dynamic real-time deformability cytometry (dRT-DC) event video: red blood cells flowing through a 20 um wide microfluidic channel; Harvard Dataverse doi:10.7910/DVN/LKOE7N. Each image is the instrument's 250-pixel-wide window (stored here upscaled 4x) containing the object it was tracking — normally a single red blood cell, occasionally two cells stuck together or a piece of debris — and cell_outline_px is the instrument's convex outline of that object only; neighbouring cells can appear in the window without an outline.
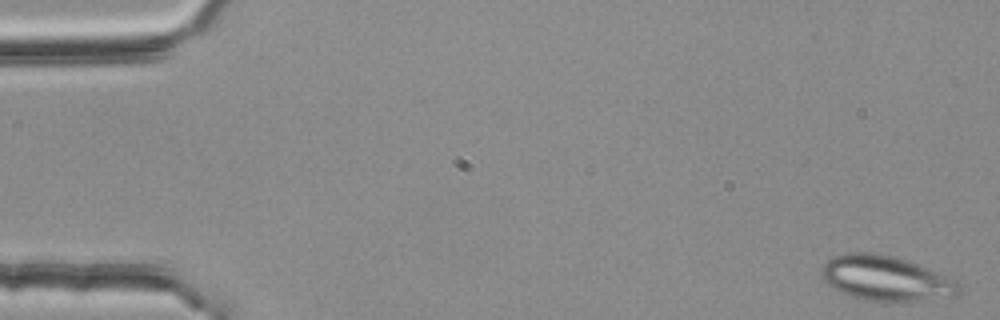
{"species": "common noctule bat (a hibernating species)", "species_latin": "Nyctalus noctula", "temperature_condition": "room temperature", "stored_images_in_passage": 17, "camera_frame_rate_fps": 3000, "um_per_image_px": 0.085, "animal": {"sex": "female", "body_mass_g": 25.1}, "frame": {"image": 1, "passage_image": 1, "time_ms": 0.0, "image_size_px": [1000, 320], "cell_outline_px": [[960, 296], [884, 304], [864, 300], [840, 292], [832, 288], [824, 280], [820, 272], [824, 264], [832, 256], [848, 252], [876, 252], [908, 260], [948, 276], [956, 280], [960, 284]], "centroid_in_image_um": [75.32, 23.68], "position_along_channel_um": 9.7, "area_um2": 36.88}}